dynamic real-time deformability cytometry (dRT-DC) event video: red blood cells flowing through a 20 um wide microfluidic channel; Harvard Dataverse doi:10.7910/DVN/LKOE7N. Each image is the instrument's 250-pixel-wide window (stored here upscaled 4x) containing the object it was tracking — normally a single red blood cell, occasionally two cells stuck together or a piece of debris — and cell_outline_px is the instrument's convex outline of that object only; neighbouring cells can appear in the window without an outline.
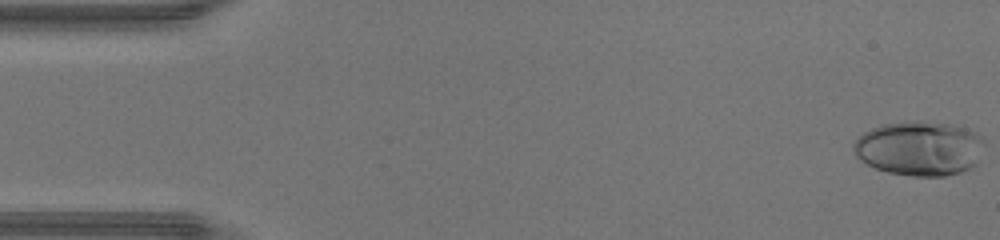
{"species": "human", "species_latin": "Homo sapiens", "temperature_condition": "warm", "stored_images_in_passage": 47, "camera_frame_rate_fps": 3000, "um_per_image_px": 0.085, "donor": {"sex": "male"}, "frame": {"image": 1, "passage_image": 1, "time_ms": 0.0, "image_size_px": [1000, 240], "cell_outline_px": [[984, 144], [976, 164], [960, 172], [944, 176], [912, 176], [888, 172], [876, 168], [860, 160], [856, 156], [852, 148], [852, 144], [856, 136], [872, 128], [884, 124], [916, 120], [948, 124], [964, 128], [980, 136], [984, 140]], "centroid_in_image_um": [78.11, 12.61], "position_along_channel_um": 6.9, "area_um2": 41.5}}
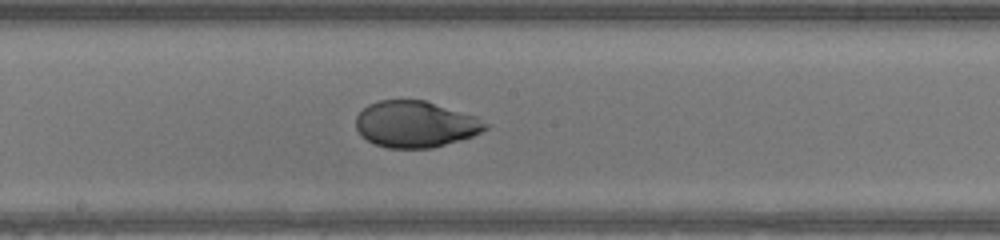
{"frame": {"image": 2, "passage_image": 25, "time_ms": 8.0, "image_size_px": [1000, 240], "cell_outline_px": [[492, 124], [488, 128], [472, 136], [460, 140], [432, 148], [388, 148], [376, 144], [360, 136], [356, 128], [356, 116], [368, 104], [380, 100], [424, 100], [476, 116]], "centroid_in_image_um": [35.33, 10.56], "position_along_channel_um": 212.9, "area_um2": 35.08}}
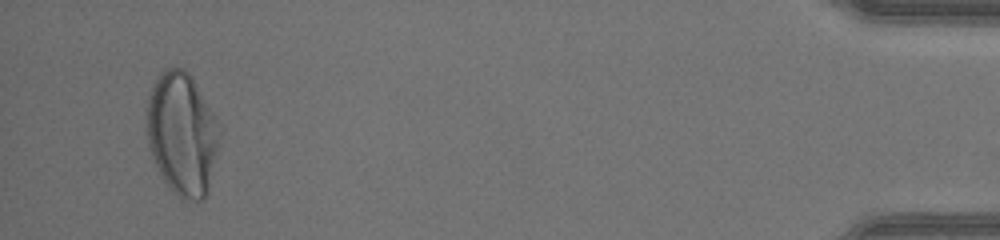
{"frame": {"image": 3, "passage_image": 45, "time_ms": 14.667, "image_size_px": [1000, 240], "cell_outline_px": [[220, 144], [208, 192], [200, 200], [192, 200], [180, 196], [160, 176], [152, 160], [148, 144], [144, 120], [148, 96], [152, 84], [156, 76], [164, 68], [184, 68], [192, 76], [216, 116], [220, 124]], "centroid_in_image_um": [15.46, 11.31], "position_along_channel_um": 419.7, "area_um2": 53.12}, "authors_computed_cell_mechanics": {"area_um2": 37.9746, "velocity_mm_per_s": 4.4002, "shape_relaxation_time_tau1_ms": 6.4258, "shape_relaxation_time_tau2_ms": null, "deformation_change_tau1": 0.2868, "deformation_change_tau2": null}}